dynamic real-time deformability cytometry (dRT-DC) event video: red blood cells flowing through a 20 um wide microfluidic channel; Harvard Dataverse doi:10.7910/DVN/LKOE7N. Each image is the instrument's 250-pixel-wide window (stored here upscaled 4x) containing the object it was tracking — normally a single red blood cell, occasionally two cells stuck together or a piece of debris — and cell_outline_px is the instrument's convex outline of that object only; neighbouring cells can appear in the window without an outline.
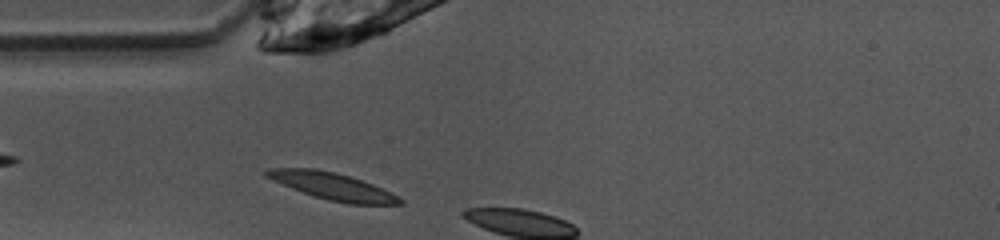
{"species": "common noctule bat (a hibernating species)", "species_latin": "Nyctalus noctula", "temperature_condition": "warm", "stored_images_in_passage": 3, "camera_frame_rate_fps": 3000, "um_per_image_px": 0.085, "animal": {"sex": "female", "body_mass_g": 10.0, "forearm_length_mm": 53.1}, "frame": {"image": 1, "passage_image": 1, "time_ms": 0.0, "image_size_px": [1000, 240], "cell_outline_px": [[404, 204], [348, 204], [328, 200], [292, 188], [264, 176], [264, 172], [268, 168], [316, 168], [336, 172], [372, 184], [392, 192], [404, 200]], "centroid_in_image_um": [28.28, 15.82], "position_along_channel_um": 56.7, "area_um2": 20.81}}